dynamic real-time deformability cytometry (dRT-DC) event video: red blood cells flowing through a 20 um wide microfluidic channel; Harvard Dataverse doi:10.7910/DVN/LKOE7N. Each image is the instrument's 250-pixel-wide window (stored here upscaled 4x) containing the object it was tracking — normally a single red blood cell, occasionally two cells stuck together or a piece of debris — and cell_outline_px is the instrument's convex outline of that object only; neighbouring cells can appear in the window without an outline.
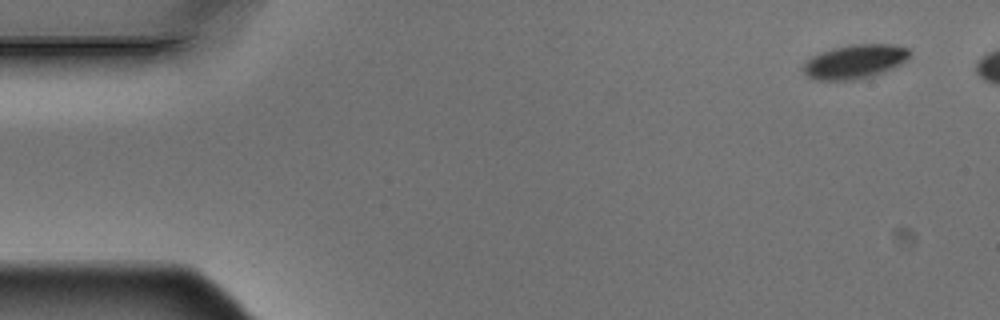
{"species": "Egyptian fruit bat (a non-hibernating species)", "species_latin": "Rousettus aegyptiacus", "temperature_condition": "warm", "stored_images_in_passage": 5, "camera_frame_rate_fps": 3000, "um_per_image_px": 0.085, "animal": {"sex": "male"}, "frame": {"image": 1, "passage_image": 1, "time_ms": 0.0, "image_size_px": [1000, 320], "cell_outline_px": [[912, 52], [908, 60], [884, 72], [872, 76], [852, 80], [812, 80], [800, 68], [812, 56], [820, 52], [832, 48], [852, 44], [892, 44], [908, 48]], "centroid_in_image_um": [72.67, 5.23], "position_along_channel_um": 12.3, "area_um2": 21.33}}